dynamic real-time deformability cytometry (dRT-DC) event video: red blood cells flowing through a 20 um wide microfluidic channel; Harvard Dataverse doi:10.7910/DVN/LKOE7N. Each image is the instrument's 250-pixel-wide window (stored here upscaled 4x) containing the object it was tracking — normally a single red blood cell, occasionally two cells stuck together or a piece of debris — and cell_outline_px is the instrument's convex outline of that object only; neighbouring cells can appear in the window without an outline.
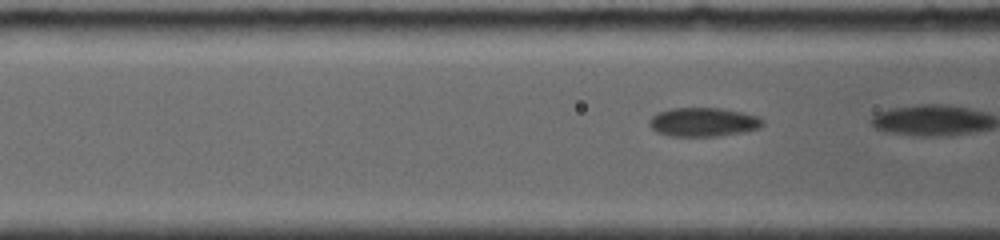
{"species": "common noctule bat (a hibernating species)", "species_latin": "Nyctalus noctula", "temperature_condition": "room temperature", "stored_images_in_passage": 19, "camera_frame_rate_fps": 4000, "um_per_image_px": 0.085, "animal": {"sex": "female", "body_mass_g": 19.0, "forearm_length_mm": 56.7}, "frame": {"image": 1, "passage_image": 4, "time_ms": 1.0, "image_size_px": [1000, 240], "cell_outline_px": [[764, 124], [760, 128], [744, 132], [716, 136], [672, 136], [656, 132], [648, 124], [648, 120], [656, 112], [672, 108], [720, 108], [760, 116], [764, 120]], "centroid_in_image_um": [59.78, 10.37], "position_along_channel_um": 106.8, "area_um2": 19.25}}
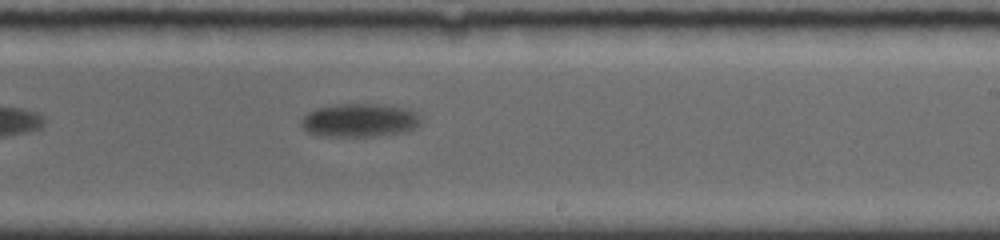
{"frame": {"image": 2, "passage_image": 14, "time_ms": 6.0, "image_size_px": [1000, 240], "cell_outline_px": [[420, 124], [416, 128], [408, 132], [376, 136], [320, 136], [308, 132], [300, 124], [300, 120], [308, 112], [320, 108], [336, 104], [376, 104], [408, 108], [416, 112], [420, 116]], "centroid_in_image_um": [30.61, 10.23], "position_along_channel_um": 258.4, "area_um2": 23.47}}
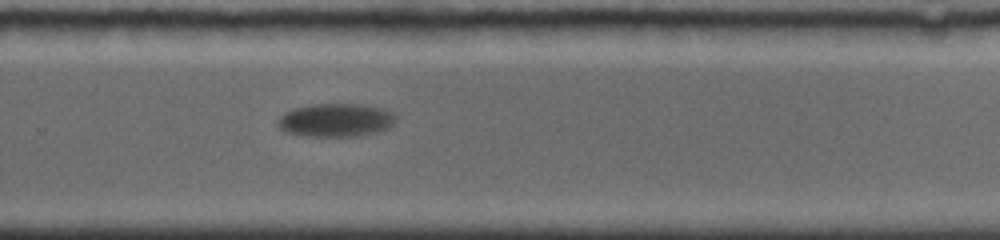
{"frame": {"image": 3, "passage_image": 16, "time_ms": 7.25, "image_size_px": [1000, 240], "cell_outline_px": [[396, 120], [388, 128], [376, 132], [356, 136], [304, 136], [288, 132], [280, 128], [276, 120], [284, 112], [296, 108], [316, 104], [364, 104], [384, 108], [392, 112], [396, 116]], "centroid_in_image_um": [28.56, 10.2], "position_along_channel_um": 301.2, "area_um2": 22.89}}